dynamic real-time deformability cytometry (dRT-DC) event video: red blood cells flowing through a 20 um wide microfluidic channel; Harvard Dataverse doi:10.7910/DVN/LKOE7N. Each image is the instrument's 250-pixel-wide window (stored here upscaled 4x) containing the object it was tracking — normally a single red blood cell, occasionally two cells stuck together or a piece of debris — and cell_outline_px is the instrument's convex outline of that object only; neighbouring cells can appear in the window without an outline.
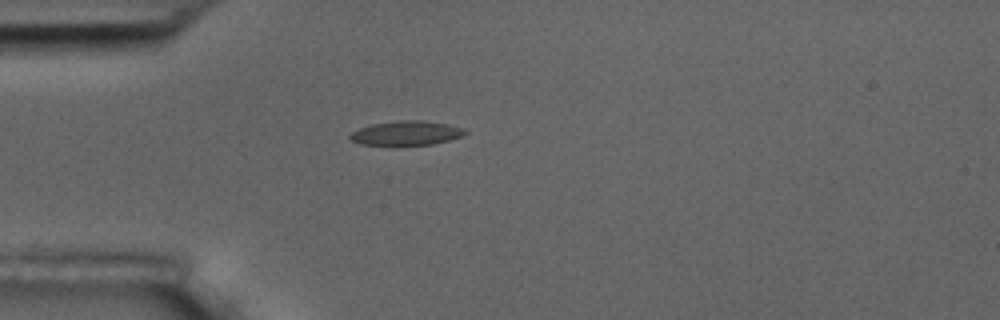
{"species": "common noctule bat (a hibernating species)", "species_latin": "Nyctalus noctula", "temperature_condition": "room temperature", "stored_images_in_passage": 1, "camera_frame_rate_fps": 3000, "um_per_image_px": 0.085, "animal": {"sex": "male", "body_mass_g": 17.5, "forearm_length_mm": 52.3}, "frame": {"image": 1, "passage_image": 1, "time_ms": 0.0, "image_size_px": [1000, 320], "cell_outline_px": [[468, 132], [460, 136], [448, 140], [432, 144], [360, 144], [352, 140], [348, 136], [352, 132], [360, 128], [372, 124], [400, 120], [420, 120], [448, 124], [460, 128]], "centroid_in_image_um": [34.51, 11.3], "position_along_channel_um": 50.5, "area_um2": 15.78}}